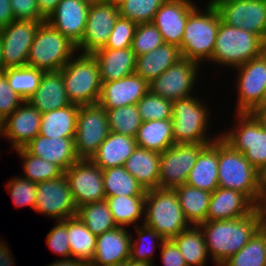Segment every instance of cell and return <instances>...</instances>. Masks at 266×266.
Wrapping results in <instances>:
<instances>
[{"label": "cell", "instance_id": "cell-4", "mask_svg": "<svg viewBox=\"0 0 266 266\" xmlns=\"http://www.w3.org/2000/svg\"><path fill=\"white\" fill-rule=\"evenodd\" d=\"M265 51L266 42L259 35L229 26L220 19L215 48L208 62L233 70L261 56Z\"/></svg>", "mask_w": 266, "mask_h": 266}, {"label": "cell", "instance_id": "cell-21", "mask_svg": "<svg viewBox=\"0 0 266 266\" xmlns=\"http://www.w3.org/2000/svg\"><path fill=\"white\" fill-rule=\"evenodd\" d=\"M42 114L27 100L3 120V137L12 149L24 148L39 134Z\"/></svg>", "mask_w": 266, "mask_h": 266}, {"label": "cell", "instance_id": "cell-46", "mask_svg": "<svg viewBox=\"0 0 266 266\" xmlns=\"http://www.w3.org/2000/svg\"><path fill=\"white\" fill-rule=\"evenodd\" d=\"M172 104L150 90L137 102L136 106L142 122L172 119Z\"/></svg>", "mask_w": 266, "mask_h": 266}, {"label": "cell", "instance_id": "cell-6", "mask_svg": "<svg viewBox=\"0 0 266 266\" xmlns=\"http://www.w3.org/2000/svg\"><path fill=\"white\" fill-rule=\"evenodd\" d=\"M144 224L165 240L173 239L191 225L186 220L174 189L155 188L146 191Z\"/></svg>", "mask_w": 266, "mask_h": 266}, {"label": "cell", "instance_id": "cell-60", "mask_svg": "<svg viewBox=\"0 0 266 266\" xmlns=\"http://www.w3.org/2000/svg\"><path fill=\"white\" fill-rule=\"evenodd\" d=\"M154 263H146L141 261H135L129 258L125 261V266H153Z\"/></svg>", "mask_w": 266, "mask_h": 266}, {"label": "cell", "instance_id": "cell-2", "mask_svg": "<svg viewBox=\"0 0 266 266\" xmlns=\"http://www.w3.org/2000/svg\"><path fill=\"white\" fill-rule=\"evenodd\" d=\"M218 185L242 192L257 207L261 202L260 172L221 137L218 138Z\"/></svg>", "mask_w": 266, "mask_h": 266}, {"label": "cell", "instance_id": "cell-14", "mask_svg": "<svg viewBox=\"0 0 266 266\" xmlns=\"http://www.w3.org/2000/svg\"><path fill=\"white\" fill-rule=\"evenodd\" d=\"M214 6L223 23L257 34L266 42V0H221Z\"/></svg>", "mask_w": 266, "mask_h": 266}, {"label": "cell", "instance_id": "cell-64", "mask_svg": "<svg viewBox=\"0 0 266 266\" xmlns=\"http://www.w3.org/2000/svg\"><path fill=\"white\" fill-rule=\"evenodd\" d=\"M125 0H112V4L115 6H119L120 4H122Z\"/></svg>", "mask_w": 266, "mask_h": 266}, {"label": "cell", "instance_id": "cell-13", "mask_svg": "<svg viewBox=\"0 0 266 266\" xmlns=\"http://www.w3.org/2000/svg\"><path fill=\"white\" fill-rule=\"evenodd\" d=\"M210 143L175 144L160 153L158 188L173 189L187 183L201 150Z\"/></svg>", "mask_w": 266, "mask_h": 266}, {"label": "cell", "instance_id": "cell-8", "mask_svg": "<svg viewBox=\"0 0 266 266\" xmlns=\"http://www.w3.org/2000/svg\"><path fill=\"white\" fill-rule=\"evenodd\" d=\"M76 53L74 43L47 22H42L35 33L26 65L43 72H55Z\"/></svg>", "mask_w": 266, "mask_h": 266}, {"label": "cell", "instance_id": "cell-32", "mask_svg": "<svg viewBox=\"0 0 266 266\" xmlns=\"http://www.w3.org/2000/svg\"><path fill=\"white\" fill-rule=\"evenodd\" d=\"M79 106L70 104L42 114L39 134L47 137H75Z\"/></svg>", "mask_w": 266, "mask_h": 266}, {"label": "cell", "instance_id": "cell-26", "mask_svg": "<svg viewBox=\"0 0 266 266\" xmlns=\"http://www.w3.org/2000/svg\"><path fill=\"white\" fill-rule=\"evenodd\" d=\"M27 101L41 114L70 105L60 70L44 72L40 85Z\"/></svg>", "mask_w": 266, "mask_h": 266}, {"label": "cell", "instance_id": "cell-58", "mask_svg": "<svg viewBox=\"0 0 266 266\" xmlns=\"http://www.w3.org/2000/svg\"><path fill=\"white\" fill-rule=\"evenodd\" d=\"M253 114L261 121L266 127V103H262Z\"/></svg>", "mask_w": 266, "mask_h": 266}, {"label": "cell", "instance_id": "cell-69", "mask_svg": "<svg viewBox=\"0 0 266 266\" xmlns=\"http://www.w3.org/2000/svg\"><path fill=\"white\" fill-rule=\"evenodd\" d=\"M110 266H125V262L124 263H120V264L110 265Z\"/></svg>", "mask_w": 266, "mask_h": 266}, {"label": "cell", "instance_id": "cell-70", "mask_svg": "<svg viewBox=\"0 0 266 266\" xmlns=\"http://www.w3.org/2000/svg\"><path fill=\"white\" fill-rule=\"evenodd\" d=\"M262 103H266V93Z\"/></svg>", "mask_w": 266, "mask_h": 266}, {"label": "cell", "instance_id": "cell-3", "mask_svg": "<svg viewBox=\"0 0 266 266\" xmlns=\"http://www.w3.org/2000/svg\"><path fill=\"white\" fill-rule=\"evenodd\" d=\"M200 96H190L173 101L172 130L175 144L212 143L220 137V132L209 136L210 103L200 100ZM207 105V106H206ZM209 127V128H208Z\"/></svg>", "mask_w": 266, "mask_h": 266}, {"label": "cell", "instance_id": "cell-24", "mask_svg": "<svg viewBox=\"0 0 266 266\" xmlns=\"http://www.w3.org/2000/svg\"><path fill=\"white\" fill-rule=\"evenodd\" d=\"M125 227H116L97 236L94 257L89 266H110L130 258L132 233Z\"/></svg>", "mask_w": 266, "mask_h": 266}, {"label": "cell", "instance_id": "cell-54", "mask_svg": "<svg viewBox=\"0 0 266 266\" xmlns=\"http://www.w3.org/2000/svg\"><path fill=\"white\" fill-rule=\"evenodd\" d=\"M15 20L10 0H0V29Z\"/></svg>", "mask_w": 266, "mask_h": 266}, {"label": "cell", "instance_id": "cell-36", "mask_svg": "<svg viewBox=\"0 0 266 266\" xmlns=\"http://www.w3.org/2000/svg\"><path fill=\"white\" fill-rule=\"evenodd\" d=\"M146 196H114L106 198L113 220L117 227L136 228L139 220L144 223ZM138 221V222H137Z\"/></svg>", "mask_w": 266, "mask_h": 266}, {"label": "cell", "instance_id": "cell-28", "mask_svg": "<svg viewBox=\"0 0 266 266\" xmlns=\"http://www.w3.org/2000/svg\"><path fill=\"white\" fill-rule=\"evenodd\" d=\"M186 184L208 192H213L219 187L218 138L201 150L189 172Z\"/></svg>", "mask_w": 266, "mask_h": 266}, {"label": "cell", "instance_id": "cell-59", "mask_svg": "<svg viewBox=\"0 0 266 266\" xmlns=\"http://www.w3.org/2000/svg\"><path fill=\"white\" fill-rule=\"evenodd\" d=\"M258 208L261 212L262 219L266 221V189L262 192V198Z\"/></svg>", "mask_w": 266, "mask_h": 266}, {"label": "cell", "instance_id": "cell-67", "mask_svg": "<svg viewBox=\"0 0 266 266\" xmlns=\"http://www.w3.org/2000/svg\"><path fill=\"white\" fill-rule=\"evenodd\" d=\"M0 136H3V119L0 117Z\"/></svg>", "mask_w": 266, "mask_h": 266}, {"label": "cell", "instance_id": "cell-53", "mask_svg": "<svg viewBox=\"0 0 266 266\" xmlns=\"http://www.w3.org/2000/svg\"><path fill=\"white\" fill-rule=\"evenodd\" d=\"M160 248L162 266H187L183 255L172 239L164 240Z\"/></svg>", "mask_w": 266, "mask_h": 266}, {"label": "cell", "instance_id": "cell-48", "mask_svg": "<svg viewBox=\"0 0 266 266\" xmlns=\"http://www.w3.org/2000/svg\"><path fill=\"white\" fill-rule=\"evenodd\" d=\"M7 191L10 193L13 203L16 207L22 208L30 207L31 210L35 207L36 201V186L37 183H33L22 176H15L6 182Z\"/></svg>", "mask_w": 266, "mask_h": 266}, {"label": "cell", "instance_id": "cell-41", "mask_svg": "<svg viewBox=\"0 0 266 266\" xmlns=\"http://www.w3.org/2000/svg\"><path fill=\"white\" fill-rule=\"evenodd\" d=\"M22 159L23 174L21 175L33 183H40L58 178L64 171L57 165L31 155L25 148L14 150Z\"/></svg>", "mask_w": 266, "mask_h": 266}, {"label": "cell", "instance_id": "cell-39", "mask_svg": "<svg viewBox=\"0 0 266 266\" xmlns=\"http://www.w3.org/2000/svg\"><path fill=\"white\" fill-rule=\"evenodd\" d=\"M76 215L96 236L117 227L106 199L80 206Z\"/></svg>", "mask_w": 266, "mask_h": 266}, {"label": "cell", "instance_id": "cell-25", "mask_svg": "<svg viewBox=\"0 0 266 266\" xmlns=\"http://www.w3.org/2000/svg\"><path fill=\"white\" fill-rule=\"evenodd\" d=\"M24 148L31 155L59 166L64 172L79 160L74 137L47 138L38 134Z\"/></svg>", "mask_w": 266, "mask_h": 266}, {"label": "cell", "instance_id": "cell-37", "mask_svg": "<svg viewBox=\"0 0 266 266\" xmlns=\"http://www.w3.org/2000/svg\"><path fill=\"white\" fill-rule=\"evenodd\" d=\"M106 198L114 196H146V191L123 167L102 170Z\"/></svg>", "mask_w": 266, "mask_h": 266}, {"label": "cell", "instance_id": "cell-44", "mask_svg": "<svg viewBox=\"0 0 266 266\" xmlns=\"http://www.w3.org/2000/svg\"><path fill=\"white\" fill-rule=\"evenodd\" d=\"M105 110L111 132L136 137L142 124L136 104Z\"/></svg>", "mask_w": 266, "mask_h": 266}, {"label": "cell", "instance_id": "cell-55", "mask_svg": "<svg viewBox=\"0 0 266 266\" xmlns=\"http://www.w3.org/2000/svg\"><path fill=\"white\" fill-rule=\"evenodd\" d=\"M61 0H37L40 15L47 20Z\"/></svg>", "mask_w": 266, "mask_h": 266}, {"label": "cell", "instance_id": "cell-47", "mask_svg": "<svg viewBox=\"0 0 266 266\" xmlns=\"http://www.w3.org/2000/svg\"><path fill=\"white\" fill-rule=\"evenodd\" d=\"M164 43L162 35L152 22L141 23L137 25L131 49L137 57L158 48Z\"/></svg>", "mask_w": 266, "mask_h": 266}, {"label": "cell", "instance_id": "cell-11", "mask_svg": "<svg viewBox=\"0 0 266 266\" xmlns=\"http://www.w3.org/2000/svg\"><path fill=\"white\" fill-rule=\"evenodd\" d=\"M236 69V113H253L266 93V51Z\"/></svg>", "mask_w": 266, "mask_h": 266}, {"label": "cell", "instance_id": "cell-61", "mask_svg": "<svg viewBox=\"0 0 266 266\" xmlns=\"http://www.w3.org/2000/svg\"><path fill=\"white\" fill-rule=\"evenodd\" d=\"M260 184L263 192L266 189V167L260 172Z\"/></svg>", "mask_w": 266, "mask_h": 266}, {"label": "cell", "instance_id": "cell-38", "mask_svg": "<svg viewBox=\"0 0 266 266\" xmlns=\"http://www.w3.org/2000/svg\"><path fill=\"white\" fill-rule=\"evenodd\" d=\"M97 236L94 235L78 218H68V241L73 258L84 260L88 263L94 257Z\"/></svg>", "mask_w": 266, "mask_h": 266}, {"label": "cell", "instance_id": "cell-23", "mask_svg": "<svg viewBox=\"0 0 266 266\" xmlns=\"http://www.w3.org/2000/svg\"><path fill=\"white\" fill-rule=\"evenodd\" d=\"M256 208L257 206L242 192L218 187L211 192L206 221L246 217Z\"/></svg>", "mask_w": 266, "mask_h": 266}, {"label": "cell", "instance_id": "cell-40", "mask_svg": "<svg viewBox=\"0 0 266 266\" xmlns=\"http://www.w3.org/2000/svg\"><path fill=\"white\" fill-rule=\"evenodd\" d=\"M221 266H266V237L259 228L250 241Z\"/></svg>", "mask_w": 266, "mask_h": 266}, {"label": "cell", "instance_id": "cell-66", "mask_svg": "<svg viewBox=\"0 0 266 266\" xmlns=\"http://www.w3.org/2000/svg\"><path fill=\"white\" fill-rule=\"evenodd\" d=\"M0 65H3V59H2V41L0 38Z\"/></svg>", "mask_w": 266, "mask_h": 266}, {"label": "cell", "instance_id": "cell-17", "mask_svg": "<svg viewBox=\"0 0 266 266\" xmlns=\"http://www.w3.org/2000/svg\"><path fill=\"white\" fill-rule=\"evenodd\" d=\"M42 21L14 20L0 29L3 66L15 68L25 66L35 33Z\"/></svg>", "mask_w": 266, "mask_h": 266}, {"label": "cell", "instance_id": "cell-65", "mask_svg": "<svg viewBox=\"0 0 266 266\" xmlns=\"http://www.w3.org/2000/svg\"><path fill=\"white\" fill-rule=\"evenodd\" d=\"M260 228L265 232V237H266V221H264L263 219Z\"/></svg>", "mask_w": 266, "mask_h": 266}, {"label": "cell", "instance_id": "cell-18", "mask_svg": "<svg viewBox=\"0 0 266 266\" xmlns=\"http://www.w3.org/2000/svg\"><path fill=\"white\" fill-rule=\"evenodd\" d=\"M119 9L112 3L90 4L84 36L76 46L81 54H93L104 48L119 17Z\"/></svg>", "mask_w": 266, "mask_h": 266}, {"label": "cell", "instance_id": "cell-50", "mask_svg": "<svg viewBox=\"0 0 266 266\" xmlns=\"http://www.w3.org/2000/svg\"><path fill=\"white\" fill-rule=\"evenodd\" d=\"M56 222L46 236V245L62 258H70L72 255L68 241V218Z\"/></svg>", "mask_w": 266, "mask_h": 266}, {"label": "cell", "instance_id": "cell-49", "mask_svg": "<svg viewBox=\"0 0 266 266\" xmlns=\"http://www.w3.org/2000/svg\"><path fill=\"white\" fill-rule=\"evenodd\" d=\"M137 25V23L119 16L106 45L102 49H125L131 47Z\"/></svg>", "mask_w": 266, "mask_h": 266}, {"label": "cell", "instance_id": "cell-52", "mask_svg": "<svg viewBox=\"0 0 266 266\" xmlns=\"http://www.w3.org/2000/svg\"><path fill=\"white\" fill-rule=\"evenodd\" d=\"M15 20H36L46 22L40 15L37 0H10Z\"/></svg>", "mask_w": 266, "mask_h": 266}, {"label": "cell", "instance_id": "cell-43", "mask_svg": "<svg viewBox=\"0 0 266 266\" xmlns=\"http://www.w3.org/2000/svg\"><path fill=\"white\" fill-rule=\"evenodd\" d=\"M44 72L25 65L6 69V79L19 96L26 101L38 88Z\"/></svg>", "mask_w": 266, "mask_h": 266}, {"label": "cell", "instance_id": "cell-42", "mask_svg": "<svg viewBox=\"0 0 266 266\" xmlns=\"http://www.w3.org/2000/svg\"><path fill=\"white\" fill-rule=\"evenodd\" d=\"M135 231L138 237L133 239V236H131L130 258L135 261L154 263L152 257H154L156 247L160 248L165 239L155 229L146 226L144 223L138 225Z\"/></svg>", "mask_w": 266, "mask_h": 266}, {"label": "cell", "instance_id": "cell-15", "mask_svg": "<svg viewBox=\"0 0 266 266\" xmlns=\"http://www.w3.org/2000/svg\"><path fill=\"white\" fill-rule=\"evenodd\" d=\"M64 174L77 208L106 199L102 169L91 159H79Z\"/></svg>", "mask_w": 266, "mask_h": 266}, {"label": "cell", "instance_id": "cell-56", "mask_svg": "<svg viewBox=\"0 0 266 266\" xmlns=\"http://www.w3.org/2000/svg\"><path fill=\"white\" fill-rule=\"evenodd\" d=\"M0 240V266H14V259L10 247L6 242Z\"/></svg>", "mask_w": 266, "mask_h": 266}, {"label": "cell", "instance_id": "cell-68", "mask_svg": "<svg viewBox=\"0 0 266 266\" xmlns=\"http://www.w3.org/2000/svg\"><path fill=\"white\" fill-rule=\"evenodd\" d=\"M218 1H221V0H209L206 5H215Z\"/></svg>", "mask_w": 266, "mask_h": 266}, {"label": "cell", "instance_id": "cell-57", "mask_svg": "<svg viewBox=\"0 0 266 266\" xmlns=\"http://www.w3.org/2000/svg\"><path fill=\"white\" fill-rule=\"evenodd\" d=\"M47 266H89V263L81 259L70 257L60 258L54 262H51Z\"/></svg>", "mask_w": 266, "mask_h": 266}, {"label": "cell", "instance_id": "cell-45", "mask_svg": "<svg viewBox=\"0 0 266 266\" xmlns=\"http://www.w3.org/2000/svg\"><path fill=\"white\" fill-rule=\"evenodd\" d=\"M166 0H125L118 6L119 15L134 23L153 22L156 12Z\"/></svg>", "mask_w": 266, "mask_h": 266}, {"label": "cell", "instance_id": "cell-20", "mask_svg": "<svg viewBox=\"0 0 266 266\" xmlns=\"http://www.w3.org/2000/svg\"><path fill=\"white\" fill-rule=\"evenodd\" d=\"M89 6L88 0H61L46 22L77 46L84 36Z\"/></svg>", "mask_w": 266, "mask_h": 266}, {"label": "cell", "instance_id": "cell-16", "mask_svg": "<svg viewBox=\"0 0 266 266\" xmlns=\"http://www.w3.org/2000/svg\"><path fill=\"white\" fill-rule=\"evenodd\" d=\"M34 210L56 221L76 216L77 207L73 201L65 174L55 179L37 183Z\"/></svg>", "mask_w": 266, "mask_h": 266}, {"label": "cell", "instance_id": "cell-27", "mask_svg": "<svg viewBox=\"0 0 266 266\" xmlns=\"http://www.w3.org/2000/svg\"><path fill=\"white\" fill-rule=\"evenodd\" d=\"M92 55L98 62L101 83L119 80L135 73L136 56L131 47L99 49Z\"/></svg>", "mask_w": 266, "mask_h": 266}, {"label": "cell", "instance_id": "cell-1", "mask_svg": "<svg viewBox=\"0 0 266 266\" xmlns=\"http://www.w3.org/2000/svg\"><path fill=\"white\" fill-rule=\"evenodd\" d=\"M261 212L257 207L246 217L232 220L205 221L199 225L204 233L210 260L221 266L238 253L260 228Z\"/></svg>", "mask_w": 266, "mask_h": 266}, {"label": "cell", "instance_id": "cell-22", "mask_svg": "<svg viewBox=\"0 0 266 266\" xmlns=\"http://www.w3.org/2000/svg\"><path fill=\"white\" fill-rule=\"evenodd\" d=\"M150 90L149 83L137 74L102 82L98 103L105 109L134 105Z\"/></svg>", "mask_w": 266, "mask_h": 266}, {"label": "cell", "instance_id": "cell-30", "mask_svg": "<svg viewBox=\"0 0 266 266\" xmlns=\"http://www.w3.org/2000/svg\"><path fill=\"white\" fill-rule=\"evenodd\" d=\"M137 143L135 137L109 132L91 160L102 170L124 165Z\"/></svg>", "mask_w": 266, "mask_h": 266}, {"label": "cell", "instance_id": "cell-19", "mask_svg": "<svg viewBox=\"0 0 266 266\" xmlns=\"http://www.w3.org/2000/svg\"><path fill=\"white\" fill-rule=\"evenodd\" d=\"M194 0H166L153 19L165 43L181 46L190 12L197 6Z\"/></svg>", "mask_w": 266, "mask_h": 266}, {"label": "cell", "instance_id": "cell-10", "mask_svg": "<svg viewBox=\"0 0 266 266\" xmlns=\"http://www.w3.org/2000/svg\"><path fill=\"white\" fill-rule=\"evenodd\" d=\"M107 112L99 103L79 106L74 137L75 153L79 159H91L108 137Z\"/></svg>", "mask_w": 266, "mask_h": 266}, {"label": "cell", "instance_id": "cell-34", "mask_svg": "<svg viewBox=\"0 0 266 266\" xmlns=\"http://www.w3.org/2000/svg\"><path fill=\"white\" fill-rule=\"evenodd\" d=\"M186 220L192 226L206 221L211 192L183 184L173 188Z\"/></svg>", "mask_w": 266, "mask_h": 266}, {"label": "cell", "instance_id": "cell-31", "mask_svg": "<svg viewBox=\"0 0 266 266\" xmlns=\"http://www.w3.org/2000/svg\"><path fill=\"white\" fill-rule=\"evenodd\" d=\"M160 153L137 146L123 167L145 191L158 188Z\"/></svg>", "mask_w": 266, "mask_h": 266}, {"label": "cell", "instance_id": "cell-5", "mask_svg": "<svg viewBox=\"0 0 266 266\" xmlns=\"http://www.w3.org/2000/svg\"><path fill=\"white\" fill-rule=\"evenodd\" d=\"M197 5L189 14L184 37L179 47L182 58L198 62H208L212 58L220 23V15L214 5ZM204 11V12H203Z\"/></svg>", "mask_w": 266, "mask_h": 266}, {"label": "cell", "instance_id": "cell-51", "mask_svg": "<svg viewBox=\"0 0 266 266\" xmlns=\"http://www.w3.org/2000/svg\"><path fill=\"white\" fill-rule=\"evenodd\" d=\"M23 98L10 87L6 77L0 81V117L4 120L22 103Z\"/></svg>", "mask_w": 266, "mask_h": 266}, {"label": "cell", "instance_id": "cell-7", "mask_svg": "<svg viewBox=\"0 0 266 266\" xmlns=\"http://www.w3.org/2000/svg\"><path fill=\"white\" fill-rule=\"evenodd\" d=\"M71 104H96L101 94L97 60L92 54H75L60 70Z\"/></svg>", "mask_w": 266, "mask_h": 266}, {"label": "cell", "instance_id": "cell-63", "mask_svg": "<svg viewBox=\"0 0 266 266\" xmlns=\"http://www.w3.org/2000/svg\"><path fill=\"white\" fill-rule=\"evenodd\" d=\"M6 76V68L0 65V81H2Z\"/></svg>", "mask_w": 266, "mask_h": 266}, {"label": "cell", "instance_id": "cell-35", "mask_svg": "<svg viewBox=\"0 0 266 266\" xmlns=\"http://www.w3.org/2000/svg\"><path fill=\"white\" fill-rule=\"evenodd\" d=\"M183 255L187 266H207L209 253L204 233L199 226H190L172 239Z\"/></svg>", "mask_w": 266, "mask_h": 266}, {"label": "cell", "instance_id": "cell-9", "mask_svg": "<svg viewBox=\"0 0 266 266\" xmlns=\"http://www.w3.org/2000/svg\"><path fill=\"white\" fill-rule=\"evenodd\" d=\"M234 126L220 137L261 172L266 167V127L251 113H234Z\"/></svg>", "mask_w": 266, "mask_h": 266}, {"label": "cell", "instance_id": "cell-33", "mask_svg": "<svg viewBox=\"0 0 266 266\" xmlns=\"http://www.w3.org/2000/svg\"><path fill=\"white\" fill-rule=\"evenodd\" d=\"M137 146L147 150L163 153L175 145L172 120H152L142 122L135 137Z\"/></svg>", "mask_w": 266, "mask_h": 266}, {"label": "cell", "instance_id": "cell-12", "mask_svg": "<svg viewBox=\"0 0 266 266\" xmlns=\"http://www.w3.org/2000/svg\"><path fill=\"white\" fill-rule=\"evenodd\" d=\"M199 66L201 67L196 61L180 59L150 82V91L172 102L193 96L197 86L198 72L201 71Z\"/></svg>", "mask_w": 266, "mask_h": 266}, {"label": "cell", "instance_id": "cell-62", "mask_svg": "<svg viewBox=\"0 0 266 266\" xmlns=\"http://www.w3.org/2000/svg\"><path fill=\"white\" fill-rule=\"evenodd\" d=\"M90 4H109L112 0H88Z\"/></svg>", "mask_w": 266, "mask_h": 266}, {"label": "cell", "instance_id": "cell-29", "mask_svg": "<svg viewBox=\"0 0 266 266\" xmlns=\"http://www.w3.org/2000/svg\"><path fill=\"white\" fill-rule=\"evenodd\" d=\"M180 59L182 56L179 47L164 43L158 48L136 57L135 74L150 84Z\"/></svg>", "mask_w": 266, "mask_h": 266}]
</instances>
